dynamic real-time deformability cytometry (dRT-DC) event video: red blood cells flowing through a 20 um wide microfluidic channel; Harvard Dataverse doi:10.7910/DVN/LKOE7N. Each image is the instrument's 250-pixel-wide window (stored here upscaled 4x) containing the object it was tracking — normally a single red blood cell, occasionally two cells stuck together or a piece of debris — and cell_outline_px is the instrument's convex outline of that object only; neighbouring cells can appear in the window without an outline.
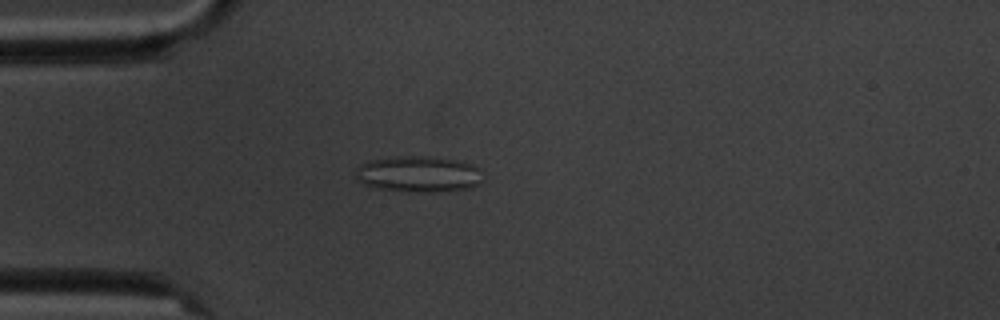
{"species": "common noctule bat (a hibernating species)", "species_latin": "Nyctalus noctula", "temperature_condition": "cold", "stored_images_in_passage": 3, "camera_frame_rate_fps": 3000, "um_per_image_px": 0.085, "animal": {"sex": "male", "body_mass_g": 20.1, "forearm_length_mm": 53.5}, "frame": {"image": 1, "passage_image": 3, "time_ms": 3.333, "image_size_px": [1000, 320], "cell_outline_px": [[480, 184], [472, 188], [448, 192], [408, 192], [376, 188], [364, 184], [356, 180], [356, 168], [360, 164], [368, 160], [396, 156], [432, 156], [456, 160], [472, 164], [480, 168]], "centroid_in_image_um": [35.57, 14.81], "position_along_channel_um": 49.4, "area_um2": 27.34}}